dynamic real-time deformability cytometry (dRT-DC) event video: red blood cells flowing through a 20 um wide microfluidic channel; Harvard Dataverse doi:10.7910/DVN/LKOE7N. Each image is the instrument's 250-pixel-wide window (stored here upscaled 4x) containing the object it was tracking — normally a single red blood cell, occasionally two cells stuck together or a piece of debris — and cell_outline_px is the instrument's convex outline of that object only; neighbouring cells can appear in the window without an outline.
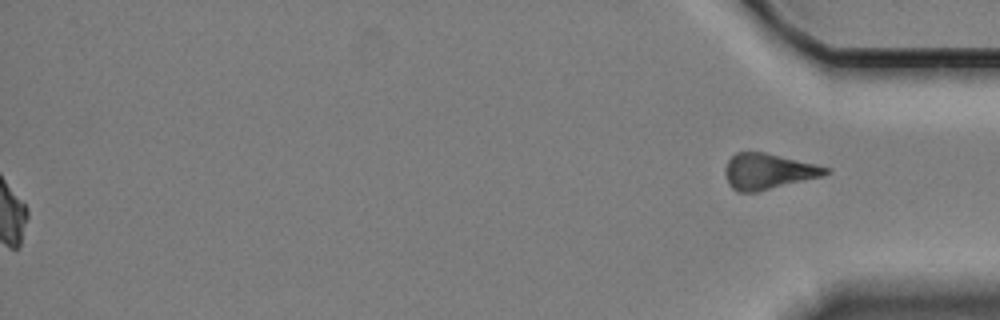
{"species": "Egyptian fruit bat (a non-hibernating species)", "species_latin": "Rousettus aegyptiacus", "temperature_condition": "cold", "stored_images_in_passage": 47, "segment_of_instrument_passage": [2, 2], "camera_frame_rate_fps": 3000, "um_per_image_px": 0.085, "animal": {"sex": "female"}, "frame": {"image": 1, "passage_image": 47, "time_ms": 15.333, "image_size_px": [1000, 320], "cell_outline_px": [[832, 172], [824, 176], [756, 192], [736, 192], [728, 184], [724, 172], [724, 168], [728, 160], [736, 152], [764, 152], [816, 164], [832, 168]], "centroid_in_image_um": [65.31, 14.57], "position_along_channel_um": 369.9, "area_um2": 21.15}}